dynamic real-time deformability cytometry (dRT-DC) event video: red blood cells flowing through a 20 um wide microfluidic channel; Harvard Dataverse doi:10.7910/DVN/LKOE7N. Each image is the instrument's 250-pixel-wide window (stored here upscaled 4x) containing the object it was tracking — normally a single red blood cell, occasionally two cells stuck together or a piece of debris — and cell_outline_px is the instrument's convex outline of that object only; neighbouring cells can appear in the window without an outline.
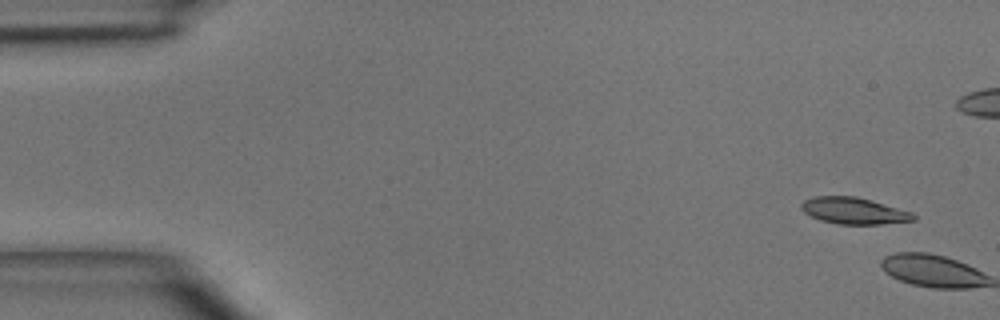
{"species": "common noctule bat (a hibernating species)", "species_latin": "Nyctalus noctula", "temperature_condition": "room temperature", "stored_images_in_passage": 10, "camera_frame_rate_fps": 3000, "um_per_image_px": 0.085, "animal": {"sex": "male", "body_mass_g": 15.6}, "frame": {"image": 1, "passage_image": 1, "time_ms": 0.0, "image_size_px": [1000, 320], "cell_outline_px": [[916, 220], [880, 224], [836, 224], [820, 220], [804, 212], [800, 208], [800, 204], [804, 200], [816, 196], [856, 196], [872, 200], [912, 212], [916, 216]], "centroid_in_image_um": [72.58, 17.91], "position_along_channel_um": 12.4, "area_um2": 17.4}}
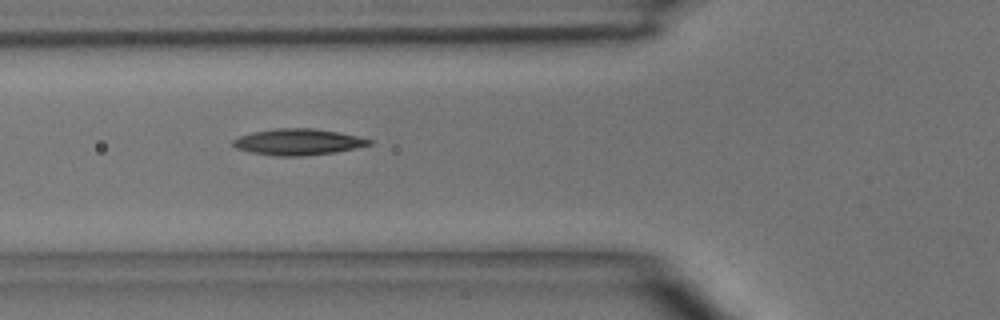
{"frame": {"image": 2, "passage_image": 6, "time_ms": 6.667, "image_size_px": [1000, 320], "cell_outline_px": [[372, 144], [356, 148], [336, 152], [300, 156], [276, 156], [252, 152], [236, 148], [232, 144], [232, 140], [240, 136], [252, 132], [276, 128], [312, 128], [336, 132], [356, 136], [372, 140]], "centroid_in_image_um": [25.32, 12.06], "position_along_channel_um": 100.5, "area_um2": 20.63}}
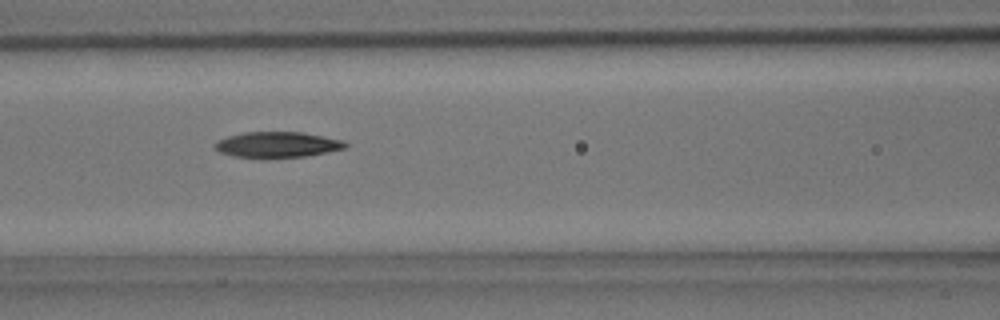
{"frame": {"image": 3, "passage_image": 7, "time_ms": 7.667, "image_size_px": [1000, 320], "cell_outline_px": [[348, 148], [308, 156], [264, 160], [236, 156], [220, 152], [212, 144], [228, 136], [244, 132], [304, 132], [344, 140], [348, 144]], "centroid_in_image_um": [23.62, 12.32], "position_along_channel_um": 143.0, "area_um2": 20.17}}